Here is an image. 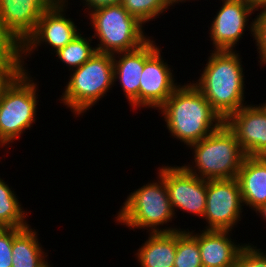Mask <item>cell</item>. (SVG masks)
I'll return each instance as SVG.
<instances>
[{"label": "cell", "mask_w": 266, "mask_h": 267, "mask_svg": "<svg viewBox=\"0 0 266 267\" xmlns=\"http://www.w3.org/2000/svg\"><path fill=\"white\" fill-rule=\"evenodd\" d=\"M210 51L199 79L195 82L192 80L191 83L225 121L232 113L247 105L245 69L241 61L242 57L237 50Z\"/></svg>", "instance_id": "cell-2"}, {"label": "cell", "mask_w": 266, "mask_h": 267, "mask_svg": "<svg viewBox=\"0 0 266 267\" xmlns=\"http://www.w3.org/2000/svg\"><path fill=\"white\" fill-rule=\"evenodd\" d=\"M30 71H21L0 97V148L20 139L37 120L38 85Z\"/></svg>", "instance_id": "cell-6"}, {"label": "cell", "mask_w": 266, "mask_h": 267, "mask_svg": "<svg viewBox=\"0 0 266 267\" xmlns=\"http://www.w3.org/2000/svg\"><path fill=\"white\" fill-rule=\"evenodd\" d=\"M160 47L145 61L139 85V108L158 110L180 85ZM172 69V70H171Z\"/></svg>", "instance_id": "cell-12"}, {"label": "cell", "mask_w": 266, "mask_h": 267, "mask_svg": "<svg viewBox=\"0 0 266 267\" xmlns=\"http://www.w3.org/2000/svg\"><path fill=\"white\" fill-rule=\"evenodd\" d=\"M82 35V32L79 33L65 47L55 52L57 60L69 67L68 71L79 68L97 52L96 47L91 45L93 38Z\"/></svg>", "instance_id": "cell-21"}, {"label": "cell", "mask_w": 266, "mask_h": 267, "mask_svg": "<svg viewBox=\"0 0 266 267\" xmlns=\"http://www.w3.org/2000/svg\"><path fill=\"white\" fill-rule=\"evenodd\" d=\"M258 13L254 20V39L255 46L259 53V65L266 66V8L256 10ZM260 11V12H259ZM261 61V62H260Z\"/></svg>", "instance_id": "cell-25"}, {"label": "cell", "mask_w": 266, "mask_h": 267, "mask_svg": "<svg viewBox=\"0 0 266 267\" xmlns=\"http://www.w3.org/2000/svg\"><path fill=\"white\" fill-rule=\"evenodd\" d=\"M205 230L232 231L240 223L244 204L237 178L207 180Z\"/></svg>", "instance_id": "cell-9"}, {"label": "cell", "mask_w": 266, "mask_h": 267, "mask_svg": "<svg viewBox=\"0 0 266 267\" xmlns=\"http://www.w3.org/2000/svg\"><path fill=\"white\" fill-rule=\"evenodd\" d=\"M52 265H50L49 263H46L45 266L43 267H51ZM53 267V266H52Z\"/></svg>", "instance_id": "cell-35"}, {"label": "cell", "mask_w": 266, "mask_h": 267, "mask_svg": "<svg viewBox=\"0 0 266 267\" xmlns=\"http://www.w3.org/2000/svg\"><path fill=\"white\" fill-rule=\"evenodd\" d=\"M232 231L200 230L198 243L202 267H231L246 243L231 239Z\"/></svg>", "instance_id": "cell-16"}, {"label": "cell", "mask_w": 266, "mask_h": 267, "mask_svg": "<svg viewBox=\"0 0 266 267\" xmlns=\"http://www.w3.org/2000/svg\"><path fill=\"white\" fill-rule=\"evenodd\" d=\"M186 1H190V0H168V2H169V4L171 5V6H173V8H174V6L176 5V4H180V3H184V2H186ZM194 1V0H193Z\"/></svg>", "instance_id": "cell-32"}, {"label": "cell", "mask_w": 266, "mask_h": 267, "mask_svg": "<svg viewBox=\"0 0 266 267\" xmlns=\"http://www.w3.org/2000/svg\"><path fill=\"white\" fill-rule=\"evenodd\" d=\"M55 3L61 4V5H66V6H68V4L70 5V2L68 3V0H56Z\"/></svg>", "instance_id": "cell-33"}, {"label": "cell", "mask_w": 266, "mask_h": 267, "mask_svg": "<svg viewBox=\"0 0 266 267\" xmlns=\"http://www.w3.org/2000/svg\"><path fill=\"white\" fill-rule=\"evenodd\" d=\"M188 82L180 83L158 109L170 135L186 147L210 135L225 122L191 81Z\"/></svg>", "instance_id": "cell-1"}, {"label": "cell", "mask_w": 266, "mask_h": 267, "mask_svg": "<svg viewBox=\"0 0 266 267\" xmlns=\"http://www.w3.org/2000/svg\"><path fill=\"white\" fill-rule=\"evenodd\" d=\"M21 71V61H0V97L4 89Z\"/></svg>", "instance_id": "cell-28"}, {"label": "cell", "mask_w": 266, "mask_h": 267, "mask_svg": "<svg viewBox=\"0 0 266 267\" xmlns=\"http://www.w3.org/2000/svg\"><path fill=\"white\" fill-rule=\"evenodd\" d=\"M174 267H202L198 233L195 230L176 231V255Z\"/></svg>", "instance_id": "cell-22"}, {"label": "cell", "mask_w": 266, "mask_h": 267, "mask_svg": "<svg viewBox=\"0 0 266 267\" xmlns=\"http://www.w3.org/2000/svg\"><path fill=\"white\" fill-rule=\"evenodd\" d=\"M232 267H266V251L248 243L241 249Z\"/></svg>", "instance_id": "cell-24"}, {"label": "cell", "mask_w": 266, "mask_h": 267, "mask_svg": "<svg viewBox=\"0 0 266 267\" xmlns=\"http://www.w3.org/2000/svg\"><path fill=\"white\" fill-rule=\"evenodd\" d=\"M157 180L150 181L129 193L115 215L114 222L131 230L145 229L149 233L175 232L180 227H167L175 218L163 176L157 171ZM166 225L165 228L162 226Z\"/></svg>", "instance_id": "cell-3"}, {"label": "cell", "mask_w": 266, "mask_h": 267, "mask_svg": "<svg viewBox=\"0 0 266 267\" xmlns=\"http://www.w3.org/2000/svg\"><path fill=\"white\" fill-rule=\"evenodd\" d=\"M193 154L192 165L182 166L205 180L237 178L245 154L235 133L224 122L202 140L188 146Z\"/></svg>", "instance_id": "cell-4"}, {"label": "cell", "mask_w": 266, "mask_h": 267, "mask_svg": "<svg viewBox=\"0 0 266 267\" xmlns=\"http://www.w3.org/2000/svg\"><path fill=\"white\" fill-rule=\"evenodd\" d=\"M0 61H21V46L0 21Z\"/></svg>", "instance_id": "cell-26"}, {"label": "cell", "mask_w": 266, "mask_h": 267, "mask_svg": "<svg viewBox=\"0 0 266 267\" xmlns=\"http://www.w3.org/2000/svg\"><path fill=\"white\" fill-rule=\"evenodd\" d=\"M69 7L53 3L36 24L34 32L25 40L21 45V66L23 71L28 72V68L25 66L28 56L31 57L34 51L38 47L51 46L54 53L65 47L71 42L80 32V29L75 25L74 19L69 18L66 15V9ZM68 17V18H67ZM27 57V58H26ZM27 68V69H26Z\"/></svg>", "instance_id": "cell-8"}, {"label": "cell", "mask_w": 266, "mask_h": 267, "mask_svg": "<svg viewBox=\"0 0 266 267\" xmlns=\"http://www.w3.org/2000/svg\"><path fill=\"white\" fill-rule=\"evenodd\" d=\"M6 183L0 178V227L25 228L30 225L26 217L31 212L24 210L15 191Z\"/></svg>", "instance_id": "cell-20"}, {"label": "cell", "mask_w": 266, "mask_h": 267, "mask_svg": "<svg viewBox=\"0 0 266 267\" xmlns=\"http://www.w3.org/2000/svg\"><path fill=\"white\" fill-rule=\"evenodd\" d=\"M149 237L136 254L140 267H174L176 255V231L148 233Z\"/></svg>", "instance_id": "cell-18"}, {"label": "cell", "mask_w": 266, "mask_h": 267, "mask_svg": "<svg viewBox=\"0 0 266 267\" xmlns=\"http://www.w3.org/2000/svg\"><path fill=\"white\" fill-rule=\"evenodd\" d=\"M53 0H0V21L21 46Z\"/></svg>", "instance_id": "cell-15"}, {"label": "cell", "mask_w": 266, "mask_h": 267, "mask_svg": "<svg viewBox=\"0 0 266 267\" xmlns=\"http://www.w3.org/2000/svg\"><path fill=\"white\" fill-rule=\"evenodd\" d=\"M157 171L163 176L167 187L171 207L201 217L206 210L207 180L188 172L183 166L158 167Z\"/></svg>", "instance_id": "cell-11"}, {"label": "cell", "mask_w": 266, "mask_h": 267, "mask_svg": "<svg viewBox=\"0 0 266 267\" xmlns=\"http://www.w3.org/2000/svg\"><path fill=\"white\" fill-rule=\"evenodd\" d=\"M237 179L244 206L255 211L266 204V157L245 156Z\"/></svg>", "instance_id": "cell-17"}, {"label": "cell", "mask_w": 266, "mask_h": 267, "mask_svg": "<svg viewBox=\"0 0 266 267\" xmlns=\"http://www.w3.org/2000/svg\"><path fill=\"white\" fill-rule=\"evenodd\" d=\"M38 231L31 225L22 228L13 238L12 267H43L48 263Z\"/></svg>", "instance_id": "cell-19"}, {"label": "cell", "mask_w": 266, "mask_h": 267, "mask_svg": "<svg viewBox=\"0 0 266 267\" xmlns=\"http://www.w3.org/2000/svg\"><path fill=\"white\" fill-rule=\"evenodd\" d=\"M122 6L144 25L172 7L168 0H123Z\"/></svg>", "instance_id": "cell-23"}, {"label": "cell", "mask_w": 266, "mask_h": 267, "mask_svg": "<svg viewBox=\"0 0 266 267\" xmlns=\"http://www.w3.org/2000/svg\"><path fill=\"white\" fill-rule=\"evenodd\" d=\"M256 215L262 217L266 221V204L261 205L257 210H255Z\"/></svg>", "instance_id": "cell-31"}, {"label": "cell", "mask_w": 266, "mask_h": 267, "mask_svg": "<svg viewBox=\"0 0 266 267\" xmlns=\"http://www.w3.org/2000/svg\"><path fill=\"white\" fill-rule=\"evenodd\" d=\"M22 228L0 227V267H12V243Z\"/></svg>", "instance_id": "cell-27"}, {"label": "cell", "mask_w": 266, "mask_h": 267, "mask_svg": "<svg viewBox=\"0 0 266 267\" xmlns=\"http://www.w3.org/2000/svg\"><path fill=\"white\" fill-rule=\"evenodd\" d=\"M113 75V54L96 52L82 66L71 70L58 100L76 117L82 116L112 90Z\"/></svg>", "instance_id": "cell-5"}, {"label": "cell", "mask_w": 266, "mask_h": 267, "mask_svg": "<svg viewBox=\"0 0 266 267\" xmlns=\"http://www.w3.org/2000/svg\"><path fill=\"white\" fill-rule=\"evenodd\" d=\"M256 10L266 8V0H247Z\"/></svg>", "instance_id": "cell-30"}, {"label": "cell", "mask_w": 266, "mask_h": 267, "mask_svg": "<svg viewBox=\"0 0 266 267\" xmlns=\"http://www.w3.org/2000/svg\"><path fill=\"white\" fill-rule=\"evenodd\" d=\"M225 123L235 133L245 156H266V112L259 104L241 107Z\"/></svg>", "instance_id": "cell-13"}, {"label": "cell", "mask_w": 266, "mask_h": 267, "mask_svg": "<svg viewBox=\"0 0 266 267\" xmlns=\"http://www.w3.org/2000/svg\"><path fill=\"white\" fill-rule=\"evenodd\" d=\"M87 14L94 32L91 37L99 42L95 46L97 52L131 51L151 38L146 35L144 24L130 15L122 4L100 7Z\"/></svg>", "instance_id": "cell-7"}, {"label": "cell", "mask_w": 266, "mask_h": 267, "mask_svg": "<svg viewBox=\"0 0 266 267\" xmlns=\"http://www.w3.org/2000/svg\"><path fill=\"white\" fill-rule=\"evenodd\" d=\"M259 105L262 107V109L266 112V100L263 103H259Z\"/></svg>", "instance_id": "cell-34"}, {"label": "cell", "mask_w": 266, "mask_h": 267, "mask_svg": "<svg viewBox=\"0 0 266 267\" xmlns=\"http://www.w3.org/2000/svg\"><path fill=\"white\" fill-rule=\"evenodd\" d=\"M221 1L222 6L218 9L208 30L210 41L213 43L214 50L235 51V46L239 44L245 31H250L252 34L250 36L254 37L255 19L251 16L255 14L256 9L247 0ZM249 20H252L250 25H248ZM246 27L247 30H245Z\"/></svg>", "instance_id": "cell-10"}, {"label": "cell", "mask_w": 266, "mask_h": 267, "mask_svg": "<svg viewBox=\"0 0 266 267\" xmlns=\"http://www.w3.org/2000/svg\"><path fill=\"white\" fill-rule=\"evenodd\" d=\"M150 38L139 48L113 54L114 86L116 81L122 87L124 97L128 99L132 110L139 108V85L145 61L160 47Z\"/></svg>", "instance_id": "cell-14"}, {"label": "cell", "mask_w": 266, "mask_h": 267, "mask_svg": "<svg viewBox=\"0 0 266 267\" xmlns=\"http://www.w3.org/2000/svg\"><path fill=\"white\" fill-rule=\"evenodd\" d=\"M122 1L123 0H81L84 5H82V7H85L84 10L88 13L100 7L122 4Z\"/></svg>", "instance_id": "cell-29"}]
</instances>
